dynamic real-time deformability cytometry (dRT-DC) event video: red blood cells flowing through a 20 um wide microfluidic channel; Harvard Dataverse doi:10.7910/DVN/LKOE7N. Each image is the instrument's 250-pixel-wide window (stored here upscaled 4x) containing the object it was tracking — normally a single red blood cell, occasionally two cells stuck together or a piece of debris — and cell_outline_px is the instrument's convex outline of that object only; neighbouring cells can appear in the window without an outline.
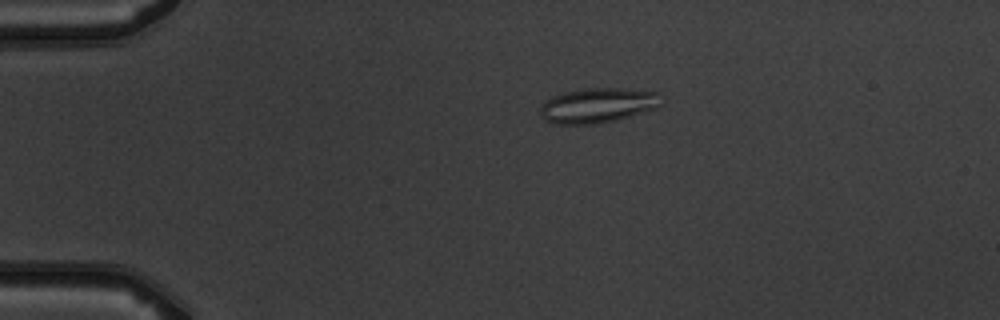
{"species": "common noctule bat (a hibernating species)", "species_latin": "Nyctalus noctula", "temperature_condition": "warm", "stored_images_in_passage": 7, "camera_frame_rate_fps": 3000, "um_per_image_px": 0.085, "animal": {"sex": "male", "body_mass_g": 19.5, "forearm_length_mm": 54.6}, "frame": {"image": 1, "passage_image": 4, "time_ms": 3.333, "image_size_px": [1000, 320], "cell_outline_px": [[660, 104], [656, 108], [616, 120], [596, 124], [552, 124], [544, 120], [540, 116], [540, 108], [544, 100], [552, 96], [564, 92], [584, 88], [620, 88], [660, 92]], "centroid_in_image_um": [50.76, 8.96], "position_along_channel_um": 34.2, "area_um2": 24.8}}
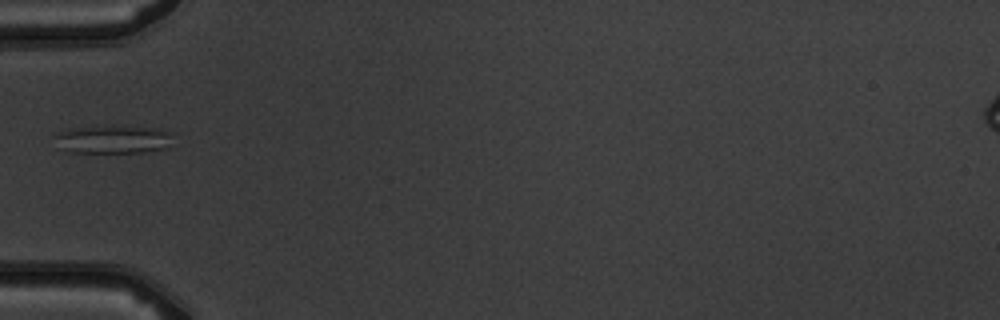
{"frame": {"image": 2, "passage_image": 6, "time_ms": 5.667, "image_size_px": [1000, 320], "cell_outline_px": [[172, 132], [164, 148], [144, 152], [68, 152], [56, 148], [52, 136], [68, 128], [96, 124], [124, 124], [160, 128]], "centroid_in_image_um": [9.48, 11.78], "position_along_channel_um": 75.5, "area_um2": 20.46}}
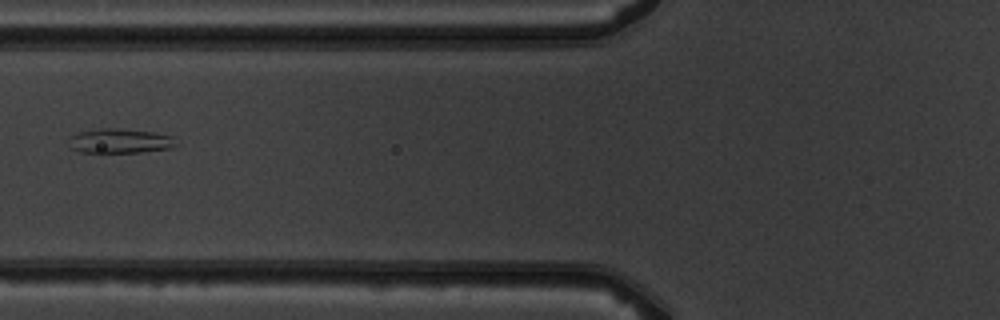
{"frame": {"image": 3, "passage_image": 7, "time_ms": 6.667, "image_size_px": [1000, 320], "cell_outline_px": [[176, 144], [172, 148], [140, 152], [80, 152], [72, 148], [72, 136], [80, 132], [100, 128], [112, 128], [152, 132], [172, 136]], "centroid_in_image_um": [10.24, 11.98], "position_along_channel_um": 115.6, "area_um2": 14.85}}